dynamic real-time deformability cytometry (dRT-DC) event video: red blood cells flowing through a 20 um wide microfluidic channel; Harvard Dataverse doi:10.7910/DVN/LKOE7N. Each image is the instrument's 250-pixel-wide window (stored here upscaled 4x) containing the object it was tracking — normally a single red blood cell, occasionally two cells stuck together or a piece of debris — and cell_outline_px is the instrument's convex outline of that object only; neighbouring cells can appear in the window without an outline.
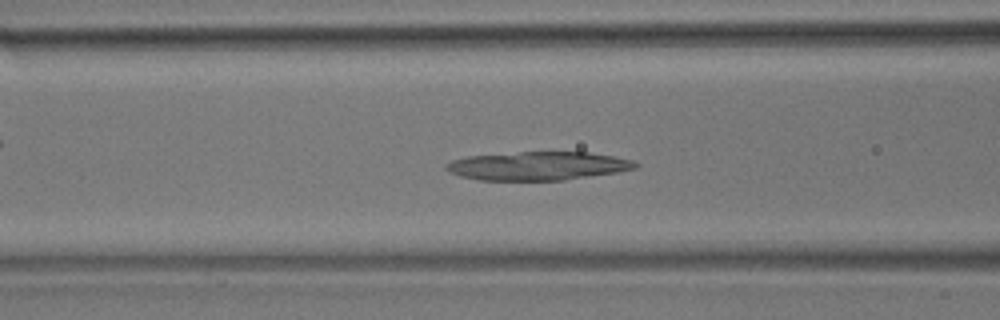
{"species": "common noctule bat (a hibernating species)", "species_latin": "Nyctalus noctula", "temperature_condition": "room temperature", "stored_images_in_passage": 50, "camera_frame_rate_fps": 3000, "um_per_image_px": 0.085, "animal": {"sex": "male", "body_mass_g": 17.9}, "frame": {"image": 1, "passage_image": 19, "time_ms": 6.0, "image_size_px": [1000, 320], "cell_outline_px": [[640, 164], [636, 168], [616, 172], [564, 180], [480, 180], [460, 176], [448, 172], [444, 168], [444, 164], [452, 160], [468, 156], [520, 152], [588, 152], [612, 156], [632, 160]], "centroid_in_image_um": [45.68, 14.1], "position_along_channel_um": 120.9, "area_um2": 31.39}}
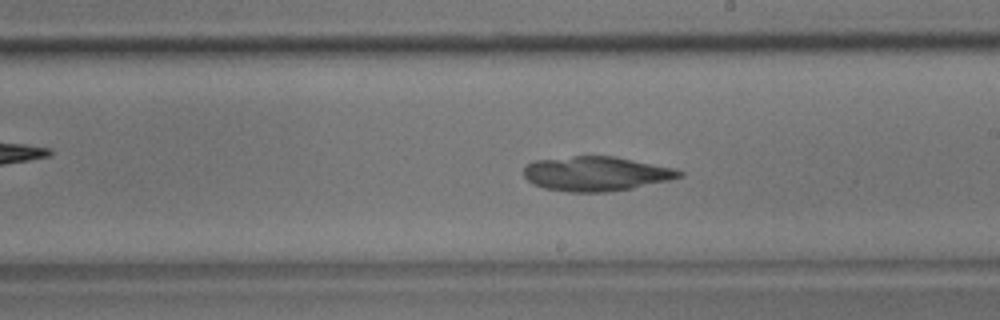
{"frame": {"image": 2, "passage_image": 28, "time_ms": 9.0, "image_size_px": [1000, 320], "cell_outline_px": [[684, 176], [668, 180], [632, 188], [608, 192], [568, 192], [544, 188], [532, 184], [524, 176], [524, 168], [528, 164], [536, 160], [572, 156], [616, 156], [676, 168], [684, 172]], "centroid_in_image_um": [50.69, 14.76], "position_along_channel_um": 238.3, "area_um2": 31.44}}
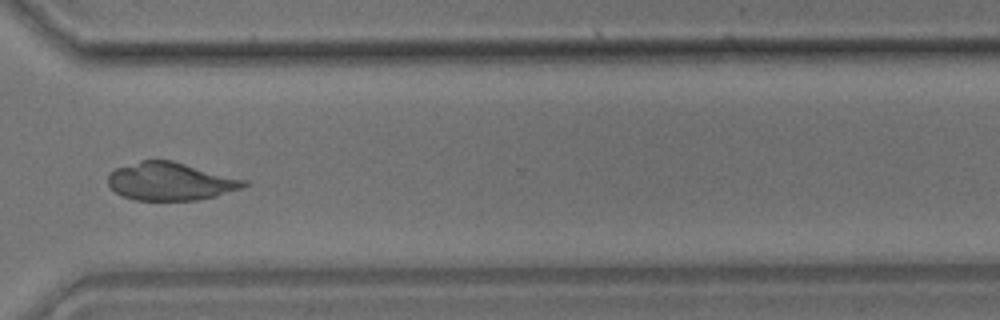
{"frame": {"image": 3, "passage_image": 37, "time_ms": 12.0, "image_size_px": [1000, 320], "cell_outline_px": [[248, 184], [240, 188], [216, 196], [196, 200], [136, 200], [124, 196], [116, 192], [108, 184], [108, 176], [116, 168], [140, 160], [172, 160], [248, 180]], "centroid_in_image_um": [14.5, 15.41], "position_along_channel_um": 356.1, "area_um2": 29.88}}